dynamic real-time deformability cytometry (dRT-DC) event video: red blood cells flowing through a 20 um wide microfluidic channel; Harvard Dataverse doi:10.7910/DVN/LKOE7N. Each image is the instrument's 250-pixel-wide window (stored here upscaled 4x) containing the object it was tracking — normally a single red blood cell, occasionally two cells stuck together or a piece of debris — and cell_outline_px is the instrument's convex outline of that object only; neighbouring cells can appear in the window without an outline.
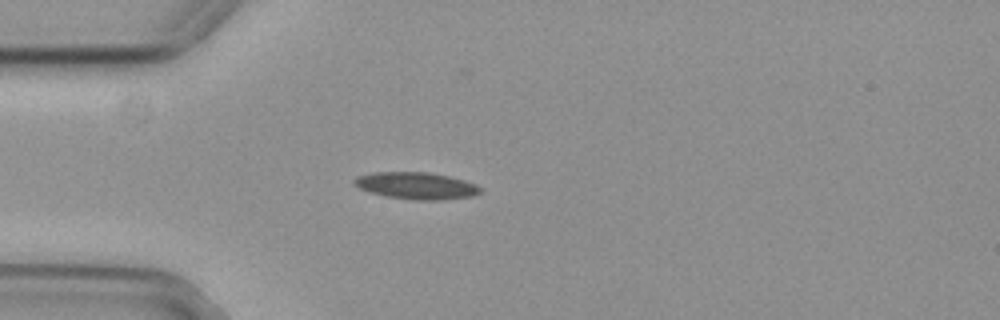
{"species": "common noctule bat (a hibernating species)", "species_latin": "Nyctalus noctula", "temperature_condition": "cold", "stored_images_in_passage": 43, "camera_frame_rate_fps": 3000, "um_per_image_px": 0.085, "animal": {"sex": "female", "body_mass_g": 29.2, "forearm_length_mm": 56.3}, "frame": {"image": 1, "passage_image": 3, "time_ms": 0.667, "image_size_px": [1000, 320], "cell_outline_px": [[484, 188], [480, 192], [472, 196], [440, 200], [416, 200], [388, 196], [368, 192], [352, 184], [352, 180], [356, 176], [372, 172], [428, 172], [448, 176], [464, 180], [476, 184]], "centroid_in_image_um": [35.37, 15.78], "position_along_channel_um": 49.6, "area_um2": 19.88}}
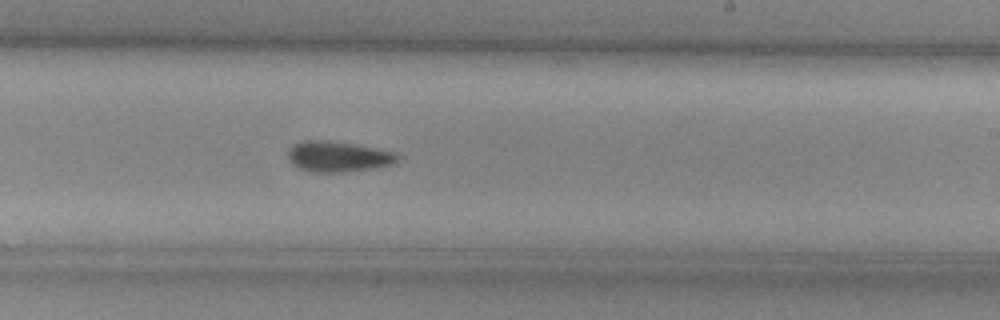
{"frame": {"image": 2, "passage_image": 21, "time_ms": 6.667, "image_size_px": [1000, 320], "cell_outline_px": [[400, 156], [396, 164], [376, 168], [344, 172], [312, 172], [300, 168], [292, 164], [288, 160], [288, 148], [304, 140], [328, 140], [352, 144], [396, 152]], "centroid_in_image_um": [28.76, 13.32], "position_along_channel_um": 260.2, "area_um2": 19.65}}
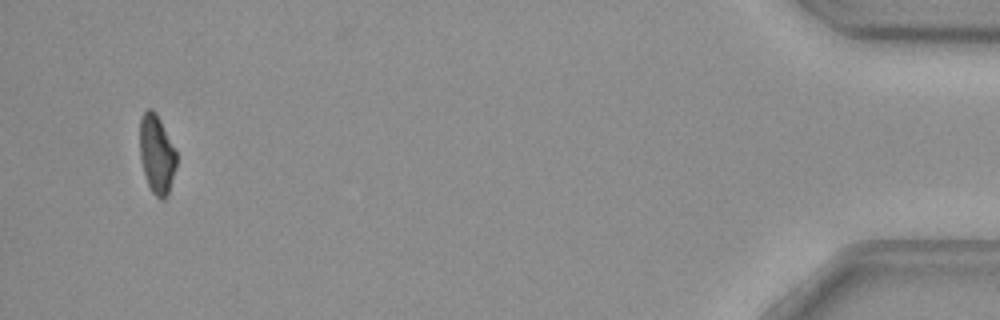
{"frame": {"image": 3, "passage_image": 41, "time_ms": 13.333, "image_size_px": [1000, 320], "cell_outline_px": [[176, 168], [168, 196], [164, 200], [160, 200], [152, 192], [148, 184], [140, 160], [140, 116], [148, 108], [152, 108], [156, 112], [176, 152]], "centroid_in_image_um": [13.32, 13.13], "position_along_channel_um": 421.9, "area_um2": 16.88}, "authors_computed_cell_mechanics": {"area_um2": 18.6116, "velocity_mm_per_s": 3.7125, "shape_relaxation_time_tau1_ms": 8.7529, "shape_relaxation_time_tau2_ms": null, "deformation_change_tau1": 0.1849, "deformation_change_tau2": null}}